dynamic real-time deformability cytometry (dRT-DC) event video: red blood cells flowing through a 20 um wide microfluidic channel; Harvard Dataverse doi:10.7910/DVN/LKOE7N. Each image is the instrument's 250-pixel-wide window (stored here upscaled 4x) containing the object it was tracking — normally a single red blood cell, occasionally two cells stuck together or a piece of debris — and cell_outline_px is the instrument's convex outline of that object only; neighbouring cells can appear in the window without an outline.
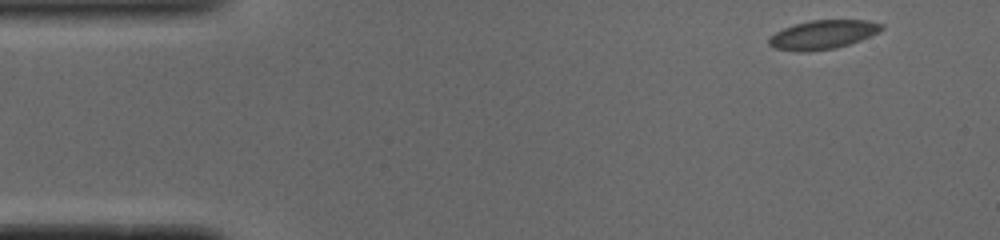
{"species": "common noctule bat (a hibernating species)", "species_latin": "Nyctalus noctula", "temperature_condition": "cold", "stored_images_in_passage": 50, "camera_frame_rate_fps": 3000, "um_per_image_px": 0.085, "animal": {"sex": "male", "body_mass_g": 19.0, "forearm_length_mm": 50.8}, "frame": {"image": 1, "passage_image": 1, "time_ms": 0.0, "image_size_px": [1000, 240], "cell_outline_px": [[884, 28], [860, 40], [848, 44], [832, 48], [808, 52], [776, 48], [768, 44], [768, 40], [776, 32], [784, 28], [796, 24], [812, 20], [868, 20], [884, 24]], "centroid_in_image_um": [69.96, 2.93], "position_along_channel_um": 15.0, "area_um2": 18.5}}
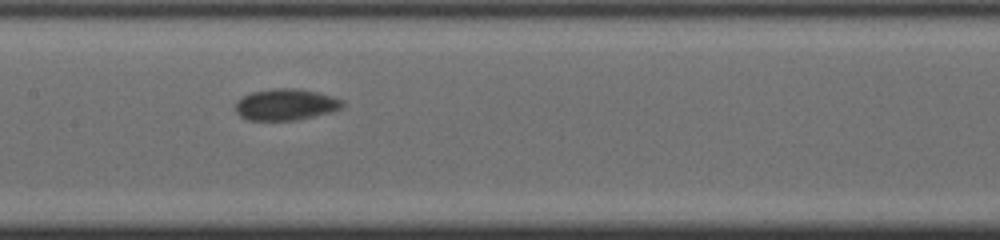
{"frame": {"image": 2, "passage_image": 22, "time_ms": 7.0, "image_size_px": [1000, 240], "cell_outline_px": [[344, 108], [296, 120], [248, 120], [240, 116], [236, 112], [236, 100], [252, 92], [272, 88], [296, 88], [316, 92], [332, 96], [344, 100]], "centroid_in_image_um": [24.29, 8.88], "position_along_channel_um": 183.1, "area_um2": 19.54}}
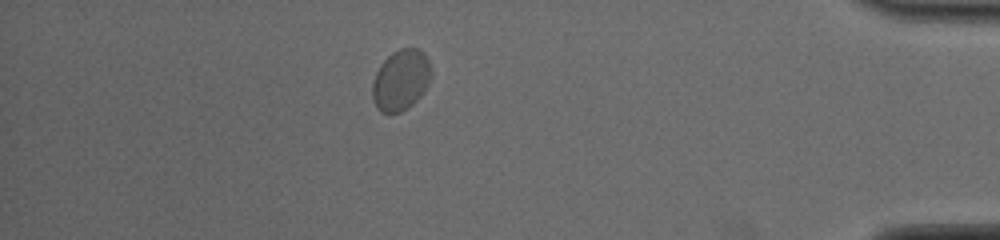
{"frame": {"image": 3, "passage_image": 43, "time_ms": 14.0, "image_size_px": [1000, 240], "cell_outline_px": [[432, 76], [424, 92], [412, 104], [400, 112], [388, 116], [380, 112], [376, 108], [372, 100], [372, 84], [376, 72], [380, 64], [392, 52], [400, 48], [416, 48], [424, 52], [432, 68]], "centroid_in_image_um": [34.06, 6.83], "position_along_channel_um": 401.1, "area_um2": 21.33}, "authors_computed_cell_mechanics": {"area_um2": 19.4208, "velocity_mm_per_s": 3.7652, "shape_relaxation_time_tau1_ms": 2.0804, "shape_relaxation_time_tau2_ms": null, "deformation_change_tau1": 0.0591, "deformation_change_tau2": null}}